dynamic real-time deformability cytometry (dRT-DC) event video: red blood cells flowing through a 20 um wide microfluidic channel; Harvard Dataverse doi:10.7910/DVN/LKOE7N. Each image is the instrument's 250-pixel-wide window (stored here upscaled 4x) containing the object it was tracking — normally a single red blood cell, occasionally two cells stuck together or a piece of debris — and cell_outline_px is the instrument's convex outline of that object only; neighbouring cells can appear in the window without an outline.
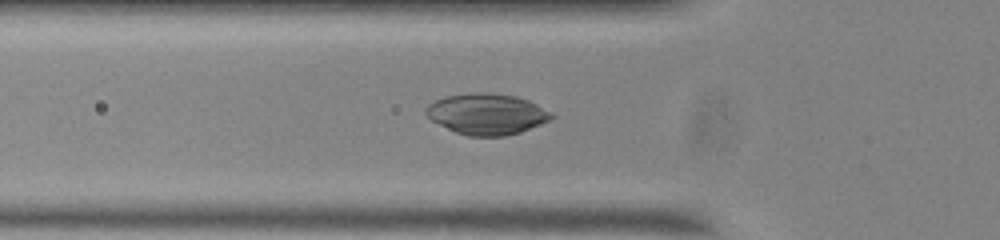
{"species": "common noctule bat (a hibernating species)", "species_latin": "Nyctalus noctula", "temperature_condition": "room temperature", "stored_images_in_passage": 42, "camera_frame_rate_fps": 3000, "um_per_image_px": 0.085, "animal": {"sex": "male", "body_mass_g": 20.0, "forearm_length_mm": 53.3}, "frame": {"image": 1, "passage_image": 11, "time_ms": 3.333, "image_size_px": [1000, 240], "cell_outline_px": [[556, 116], [552, 120], [520, 132], [504, 136], [468, 136], [456, 132], [432, 120], [424, 112], [424, 108], [428, 104], [444, 96], [472, 92], [488, 92], [516, 96], [528, 100], [536, 104]], "centroid_in_image_um": [41.38, 9.68], "position_along_channel_um": 84.4, "area_um2": 30.0}}
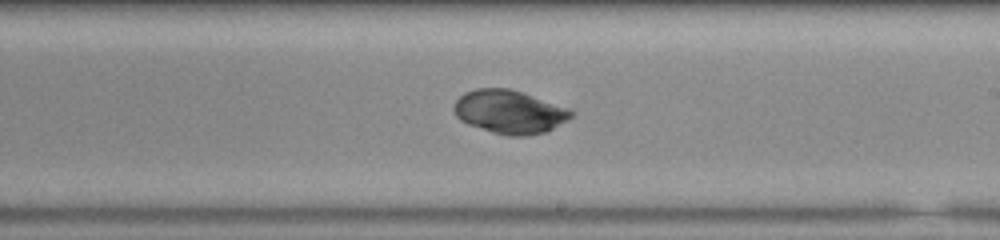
{"frame": {"image": 2, "passage_image": 24, "time_ms": 7.667, "image_size_px": [1000, 240], "cell_outline_px": [[576, 112], [568, 120], [544, 132], [528, 136], [508, 136], [492, 132], [468, 124], [460, 120], [456, 116], [452, 108], [456, 100], [464, 92], [476, 88], [508, 88], [568, 108]], "centroid_in_image_um": [43.27, 9.51], "position_along_channel_um": 245.7, "area_um2": 29.54}}
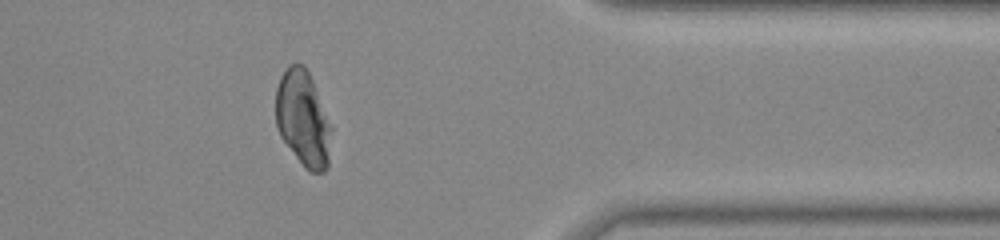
{"frame": {"image": 3, "passage_image": 37, "time_ms": 12.0, "image_size_px": [1000, 240], "cell_outline_px": [[332, 128], [328, 168], [324, 172], [312, 172], [304, 168], [280, 136], [276, 128], [276, 88], [280, 76], [288, 64], [304, 64], [312, 80], [332, 124]], "centroid_in_image_um": [25.76, 10.09], "position_along_channel_um": 385.6, "area_um2": 31.39}}